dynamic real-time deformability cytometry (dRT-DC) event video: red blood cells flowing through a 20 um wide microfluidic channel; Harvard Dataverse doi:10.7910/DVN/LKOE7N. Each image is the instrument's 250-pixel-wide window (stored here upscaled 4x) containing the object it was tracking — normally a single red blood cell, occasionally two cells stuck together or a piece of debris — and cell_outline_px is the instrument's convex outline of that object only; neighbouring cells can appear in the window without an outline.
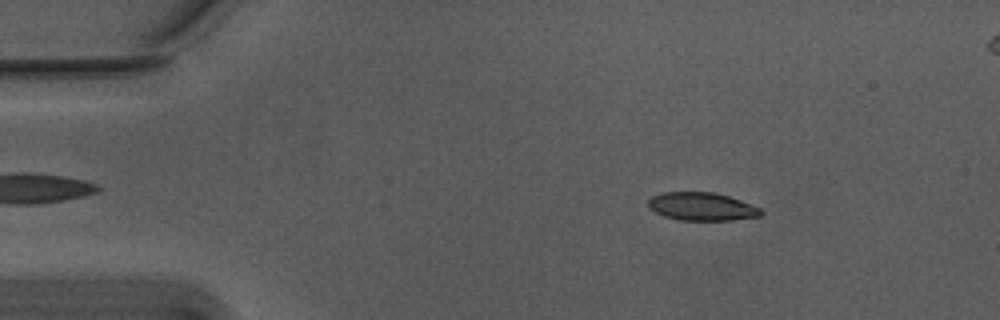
{"species": "Egyptian fruit bat (a non-hibernating species)", "species_latin": "Rousettus aegyptiacus", "temperature_condition": "warm", "stored_images_in_passage": 54, "camera_frame_rate_fps": 3000, "um_per_image_px": 0.085, "animal": {"sex": "male"}, "frame": {"image": 1, "passage_image": 8, "time_ms": 2.333, "image_size_px": [1000, 320], "cell_outline_px": [[764, 212], [760, 216], [732, 220], [680, 220], [664, 216], [648, 208], [648, 200], [652, 196], [660, 192], [712, 192], [728, 196], [740, 200], [760, 208]], "centroid_in_image_um": [59.63, 17.55], "position_along_channel_um": 25.4, "area_um2": 18.44}}
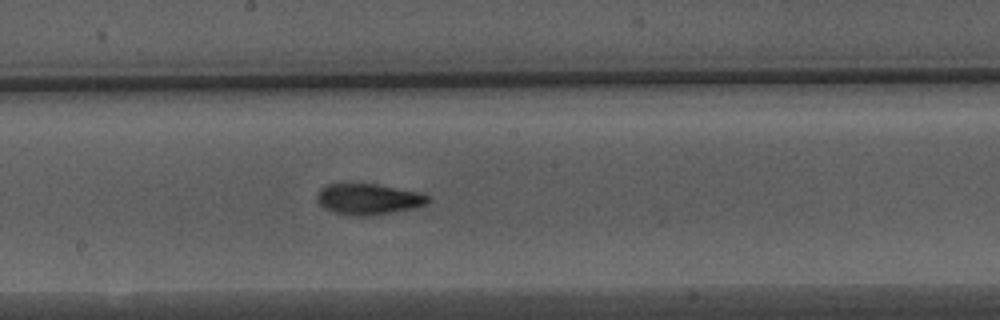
{"frame": {"image": 2, "passage_image": 29, "time_ms": 9.333, "image_size_px": [1000, 320], "cell_outline_px": [[428, 200], [424, 204], [412, 208], [388, 212], [360, 216], [352, 216], [336, 212], [324, 208], [316, 200], [316, 196], [320, 188], [328, 184], [376, 184], [424, 192], [428, 196]], "centroid_in_image_um": [31.29, 16.9], "position_along_channel_um": 216.9, "area_um2": 19.71}}
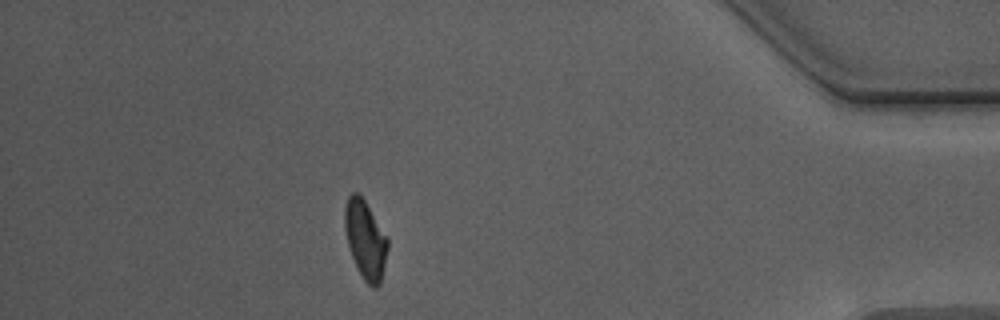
{"frame": {"image": 3, "passage_image": 48, "time_ms": 15.667, "image_size_px": [1000, 320], "cell_outline_px": [[388, 248], [380, 284], [376, 288], [372, 288], [364, 280], [356, 268], [348, 244], [344, 228], [344, 208], [348, 196], [352, 192], [356, 192], [364, 200], [388, 236]], "centroid_in_image_um": [31.06, 20.37], "position_along_channel_um": 404.1, "area_um2": 19.71}, "authors_computed_cell_mechanics": {"area_um2": 19.5653, "velocity_mm_per_s": 3.7328, "shape_relaxation_time_tau1_ms": 5.2107, "shape_relaxation_time_tau2_ms": 1.7937, "deformation_change_tau1": 0.1609, "deformation_change_tau2": 0.0686}}